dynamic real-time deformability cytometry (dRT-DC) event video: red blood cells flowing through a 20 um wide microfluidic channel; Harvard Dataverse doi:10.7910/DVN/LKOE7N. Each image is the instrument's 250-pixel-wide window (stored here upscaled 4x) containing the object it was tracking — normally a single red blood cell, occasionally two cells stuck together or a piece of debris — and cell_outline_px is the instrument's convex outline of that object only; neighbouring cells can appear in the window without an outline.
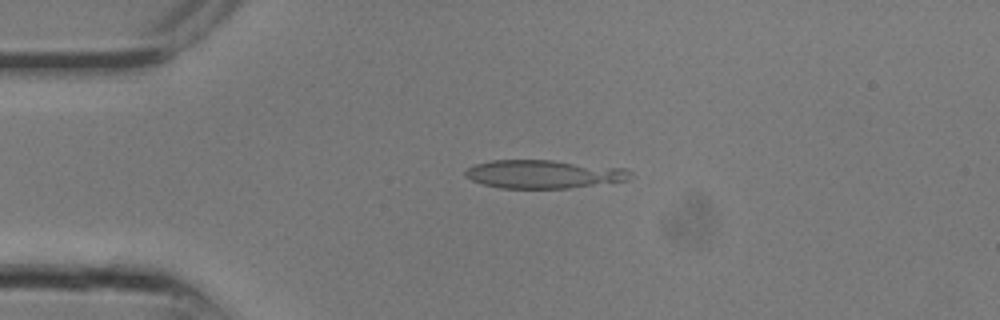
{"species": "common noctule bat (a hibernating species)", "species_latin": "Nyctalus noctula", "temperature_condition": "room temperature", "stored_images_in_passage": 7, "camera_frame_rate_fps": 3000, "um_per_image_px": 0.085, "animal": {"sex": "male", "body_mass_g": 13.3}, "frame": {"image": 1, "passage_image": 3, "time_ms": 0.667, "image_size_px": [1000, 320], "cell_outline_px": [[632, 176], [628, 180], [568, 188], [500, 188], [484, 184], [472, 180], [464, 176], [464, 172], [468, 168], [476, 164], [492, 160], [552, 160], [628, 168], [632, 172]], "centroid_in_image_um": [46.24, 14.79], "position_along_channel_um": 38.8, "area_um2": 27.28}}